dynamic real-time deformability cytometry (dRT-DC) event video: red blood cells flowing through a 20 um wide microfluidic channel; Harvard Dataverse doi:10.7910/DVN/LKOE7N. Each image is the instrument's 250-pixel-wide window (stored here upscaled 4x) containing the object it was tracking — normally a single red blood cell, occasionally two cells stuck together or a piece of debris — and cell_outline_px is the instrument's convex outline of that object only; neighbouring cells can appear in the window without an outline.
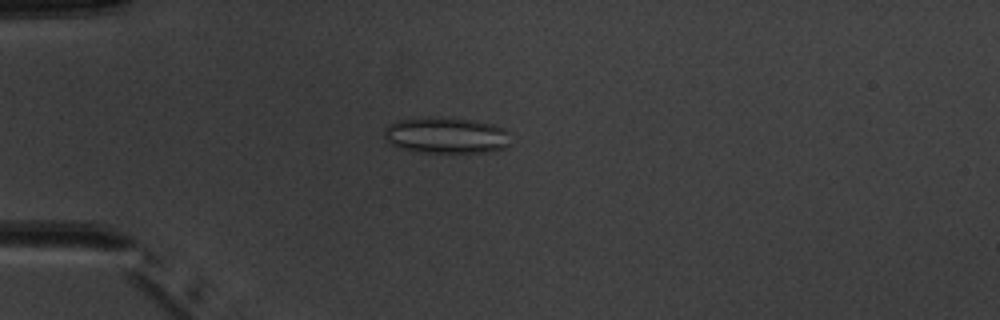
{"species": "common noctule bat (a hibernating species)", "species_latin": "Nyctalus noctula", "temperature_condition": "warm", "stored_images_in_passage": 6, "camera_frame_rate_fps": 3000, "um_per_image_px": 0.085, "animal": {"sex": "male", "body_mass_g": 20.1, "forearm_length_mm": 53.5}, "frame": {"image": 1, "passage_image": 5, "time_ms": 4.667, "image_size_px": [1000, 320], "cell_outline_px": [[512, 132], [508, 144], [504, 148], [488, 152], [416, 152], [400, 148], [388, 144], [384, 136], [384, 128], [388, 124], [396, 120], [428, 116], [436, 116], [476, 120], [492, 124], [504, 128]], "centroid_in_image_um": [37.9, 11.48], "position_along_channel_um": 47.1, "area_um2": 27.34}}
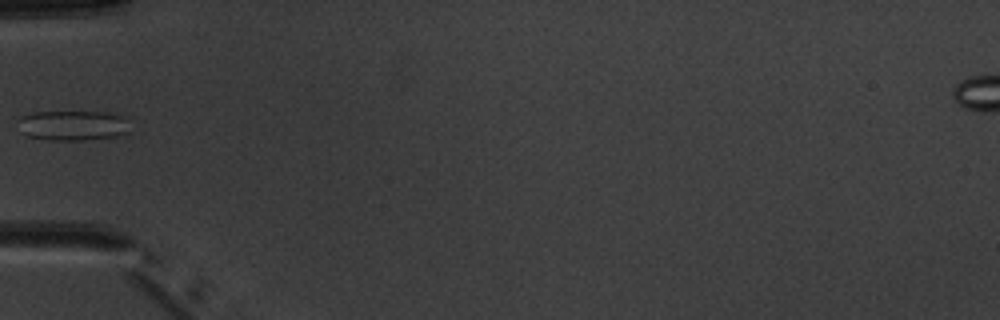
{"frame": {"image": 2, "passage_image": 6, "time_ms": 6.0, "image_size_px": [1000, 320], "cell_outline_px": [[128, 132], [116, 136], [84, 140], [52, 140], [28, 136], [20, 132], [16, 120], [20, 116], [32, 112], [108, 112], [120, 116], [128, 120]], "centroid_in_image_um": [6.13, 10.66], "position_along_channel_um": 78.9, "area_um2": 19.71}}